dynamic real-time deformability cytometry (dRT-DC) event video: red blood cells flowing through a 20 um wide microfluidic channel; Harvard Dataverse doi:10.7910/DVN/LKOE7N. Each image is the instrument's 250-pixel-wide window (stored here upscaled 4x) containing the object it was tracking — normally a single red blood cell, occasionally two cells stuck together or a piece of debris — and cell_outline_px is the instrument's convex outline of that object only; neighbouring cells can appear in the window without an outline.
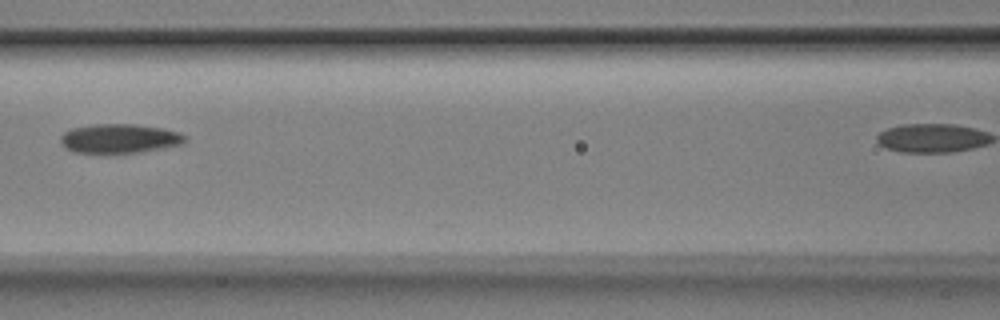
{"species": "Egyptian fruit bat (a non-hibernating species)", "species_latin": "Rousettus aegyptiacus", "temperature_condition": "room temperature", "stored_images_in_passage": 5, "segment_of_instrument_passage": [1, 2], "camera_frame_rate_fps": 3000, "um_per_image_px": 0.085, "animal": {"sex": "male"}, "frame": {"image": 1, "passage_image": 3, "time_ms": 0.667, "image_size_px": [1000, 320], "cell_outline_px": [[188, 140], [184, 144], [164, 148], [136, 152], [72, 152], [64, 148], [60, 144], [60, 136], [64, 132], [72, 128], [96, 124], [136, 124], [164, 128], [180, 132], [188, 136]], "centroid_in_image_um": [10.2, 11.76], "position_along_channel_um": 156.4, "area_um2": 21.39}}
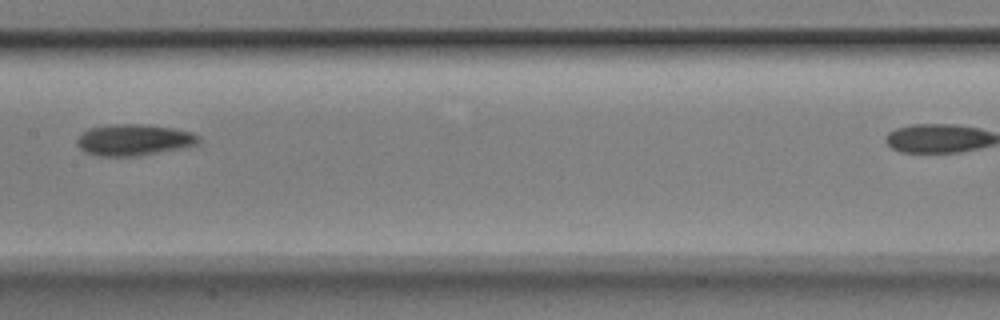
{"frame": {"image": 2, "passage_image": 4, "time_ms": 1.0, "image_size_px": [1000, 320], "cell_outline_px": [[200, 140], [196, 144], [180, 148], [136, 156], [100, 156], [84, 152], [76, 144], [76, 140], [80, 132], [88, 128], [112, 124], [148, 124], [176, 128], [192, 132], [200, 136]], "centroid_in_image_um": [11.34, 11.87], "position_along_channel_um": 196.1, "area_um2": 22.43}}